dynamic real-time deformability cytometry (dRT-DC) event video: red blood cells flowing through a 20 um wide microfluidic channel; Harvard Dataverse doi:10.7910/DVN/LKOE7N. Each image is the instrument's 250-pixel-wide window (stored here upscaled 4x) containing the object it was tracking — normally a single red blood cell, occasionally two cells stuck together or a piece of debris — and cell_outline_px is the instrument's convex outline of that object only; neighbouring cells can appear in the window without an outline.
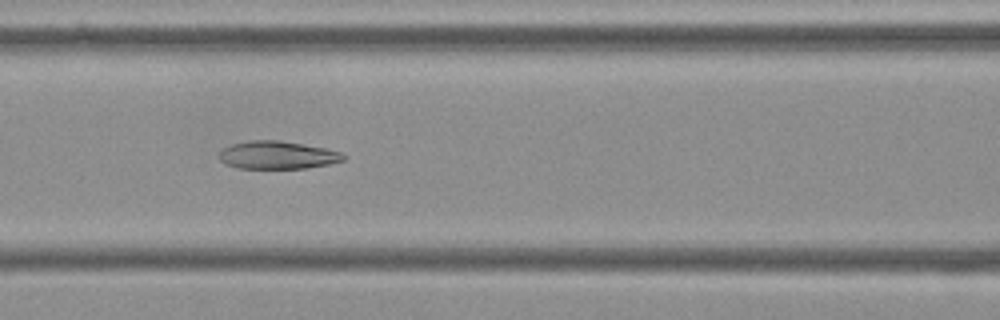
{"species": "Egyptian fruit bat (a non-hibernating species)", "species_latin": "Rousettus aegyptiacus", "temperature_condition": "cold", "stored_images_in_passage": 10, "camera_frame_rate_fps": 3000, "um_per_image_px": 0.085, "frame": {"image": 1, "passage_image": 7, "time_ms": 2.0, "image_size_px": [1000, 320], "cell_outline_px": [[348, 156], [344, 160], [332, 164], [308, 168], [240, 168], [224, 164], [220, 160], [220, 152], [224, 148], [232, 144], [248, 140], [276, 140], [324, 148], [340, 152]], "centroid_in_image_um": [23.6, 13.19], "position_along_channel_um": 143.0, "area_um2": 20.11}}
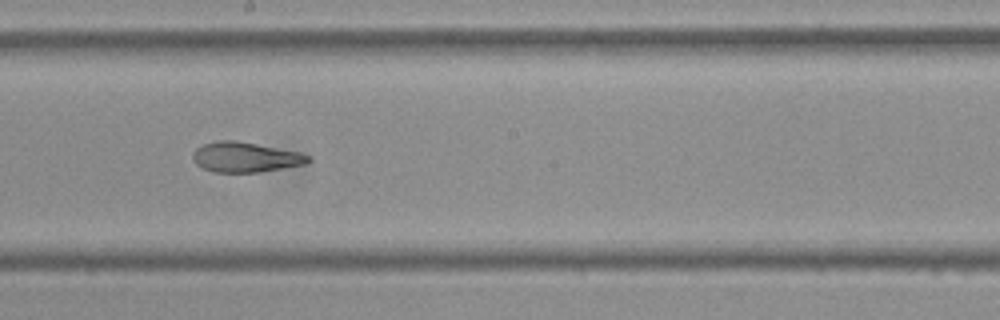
{"frame": {"image": 2, "passage_image": 9, "time_ms": 2.667, "image_size_px": [1000, 320], "cell_outline_px": [[312, 160], [304, 164], [260, 172], [212, 172], [200, 168], [192, 160], [192, 152], [196, 148], [204, 144], [216, 140], [236, 140], [300, 152], [312, 156]], "centroid_in_image_um": [20.83, 13.36], "position_along_channel_um": 227.4, "area_um2": 20.46}}
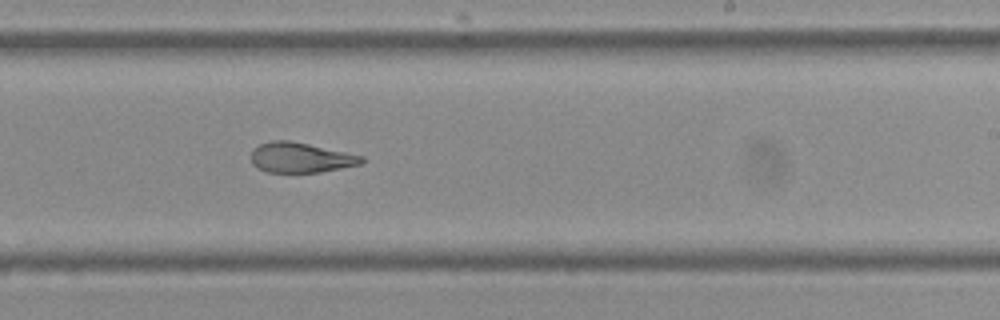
{"frame": {"image": 3, "passage_image": 10, "time_ms": 3.0, "image_size_px": [1000, 320], "cell_outline_px": [[364, 160], [360, 164], [320, 172], [268, 172], [256, 168], [252, 164], [252, 148], [260, 144], [272, 140], [288, 140], [308, 144], [364, 156]], "centroid_in_image_um": [25.51, 13.39], "position_along_channel_um": 263.5, "area_um2": 19.25}}